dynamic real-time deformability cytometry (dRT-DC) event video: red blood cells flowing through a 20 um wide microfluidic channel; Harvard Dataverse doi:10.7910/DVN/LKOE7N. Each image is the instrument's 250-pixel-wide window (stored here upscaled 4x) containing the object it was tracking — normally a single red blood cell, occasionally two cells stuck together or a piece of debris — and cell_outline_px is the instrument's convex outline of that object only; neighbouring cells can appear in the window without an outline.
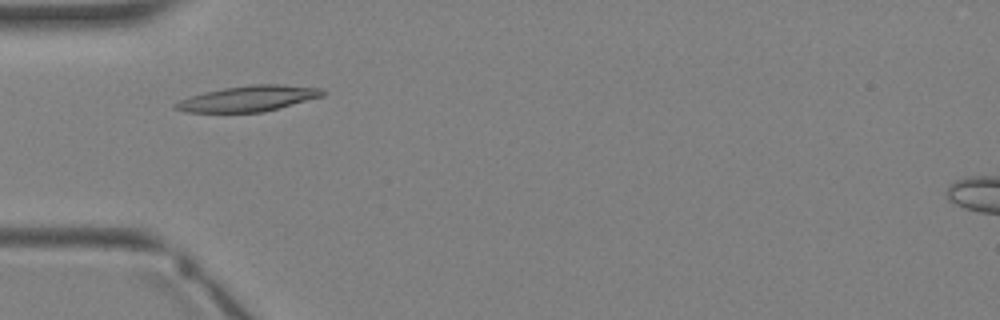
{"species": "Egyptian fruit bat (a non-hibernating species)", "species_latin": "Rousettus aegyptiacus", "temperature_condition": "warm", "stored_images_in_passage": 2, "camera_frame_rate_fps": 3000, "um_per_image_px": 0.085, "animal": {"sex": "female"}, "frame": {"image": 1, "passage_image": 2, "time_ms": 1.333, "image_size_px": [1000, 320], "cell_outline_px": [[328, 92], [324, 96], [264, 112], [184, 112], [172, 108], [172, 104], [188, 96], [204, 92], [224, 88], [252, 84], [280, 84], [324, 88]], "centroid_in_image_um": [21.13, 8.37], "position_along_channel_um": 63.9, "area_um2": 22.31}}